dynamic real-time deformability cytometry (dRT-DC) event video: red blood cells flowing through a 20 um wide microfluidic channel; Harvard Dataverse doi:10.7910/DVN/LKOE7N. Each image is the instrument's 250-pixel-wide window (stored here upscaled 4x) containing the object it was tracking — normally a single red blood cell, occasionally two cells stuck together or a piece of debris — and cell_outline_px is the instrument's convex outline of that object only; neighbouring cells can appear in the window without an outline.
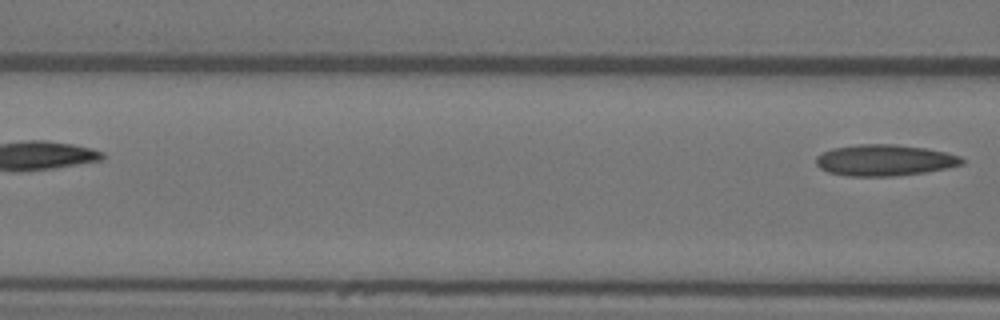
{"species": "Egyptian fruit bat (a non-hibernating species)", "species_latin": "Rousettus aegyptiacus", "temperature_condition": "warm", "stored_images_in_passage": 5, "camera_frame_rate_fps": 3000, "um_per_image_px": 0.085, "animal": {"sex": "female"}, "frame": {"image": 1, "passage_image": 5, "time_ms": 1.333, "image_size_px": [1000, 320], "cell_outline_px": [[964, 164], [948, 168], [924, 172], [896, 176], [848, 176], [828, 172], [820, 168], [816, 164], [816, 156], [832, 148], [860, 144], [892, 144], [924, 148], [944, 152], [960, 156], [964, 160]], "centroid_in_image_um": [75.18, 13.62], "position_along_channel_um": 91.4, "area_um2": 26.47}}